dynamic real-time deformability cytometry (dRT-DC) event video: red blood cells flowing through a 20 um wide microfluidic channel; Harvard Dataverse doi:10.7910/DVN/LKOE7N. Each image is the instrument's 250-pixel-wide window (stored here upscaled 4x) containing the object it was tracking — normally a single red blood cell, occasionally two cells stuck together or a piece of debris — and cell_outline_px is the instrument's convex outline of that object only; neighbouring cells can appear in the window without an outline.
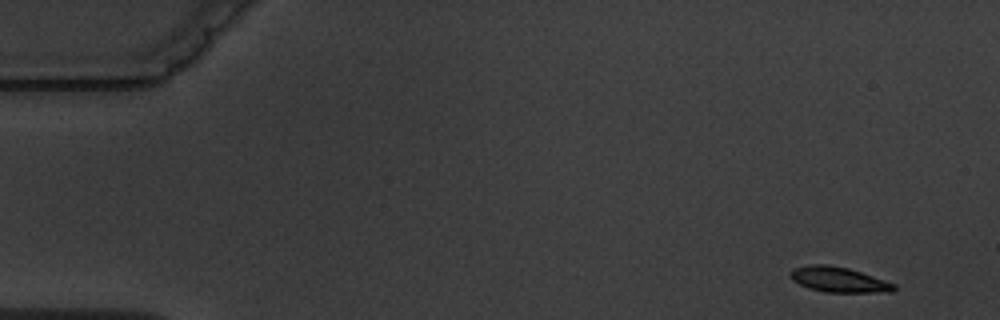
{"species": "common noctule bat (a hibernating species)", "species_latin": "Nyctalus noctula", "temperature_condition": "warm", "stored_images_in_passage": 4, "camera_frame_rate_fps": 3000, "um_per_image_px": 0.085, "animal": {"sex": "male", "body_mass_g": 19.5, "forearm_length_mm": 54.6}, "frame": {"image": 1, "passage_image": 1, "time_ms": 0.0, "image_size_px": [1000, 320], "cell_outline_px": [[896, 288], [892, 292], [824, 292], [808, 288], [792, 280], [788, 276], [788, 272], [792, 268], [812, 264], [828, 264], [848, 268], [896, 284]], "centroid_in_image_um": [71.23, 23.76], "position_along_channel_um": 13.8, "area_um2": 15.32}}
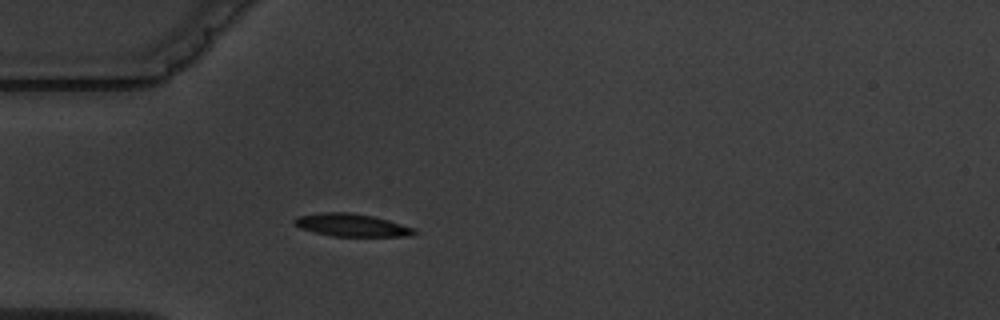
{"frame": {"image": 2, "passage_image": 4, "time_ms": 4.333, "image_size_px": [1000, 320], "cell_outline_px": [[420, 232], [412, 236], [332, 236], [312, 232], [300, 228], [292, 224], [292, 220], [296, 216], [320, 212], [352, 212], [372, 216], [388, 220], [416, 228]], "centroid_in_image_um": [29.87, 19.13], "position_along_channel_um": 55.1, "area_um2": 16.24}}